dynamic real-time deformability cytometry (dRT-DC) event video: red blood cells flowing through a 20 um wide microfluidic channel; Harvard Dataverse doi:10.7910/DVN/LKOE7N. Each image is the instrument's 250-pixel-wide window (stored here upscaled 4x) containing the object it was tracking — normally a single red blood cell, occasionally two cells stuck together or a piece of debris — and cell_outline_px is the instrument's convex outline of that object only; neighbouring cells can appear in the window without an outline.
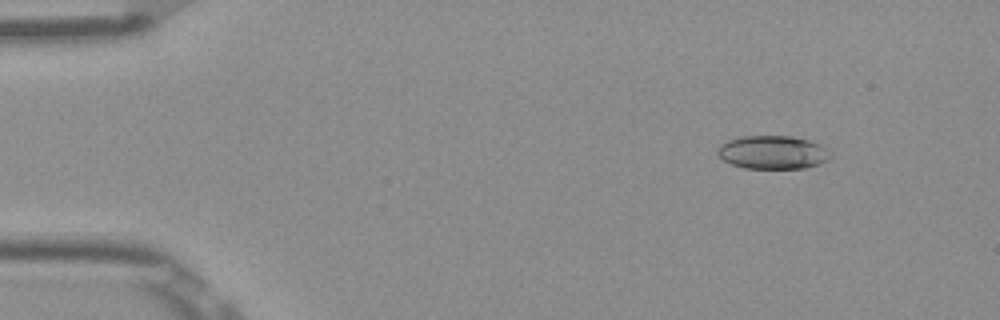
{"species": "Egyptian fruit bat (a non-hibernating species)", "species_latin": "Rousettus aegyptiacus", "temperature_condition": "room temperature", "stored_images_in_passage": 52, "camera_frame_rate_fps": 3000, "um_per_image_px": 0.085, "frame": {"image": 1, "passage_image": 6, "time_ms": 1.667, "image_size_px": [1000, 320], "cell_outline_px": [[832, 156], [828, 160], [820, 164], [804, 168], [744, 168], [732, 164], [724, 160], [716, 152], [720, 144], [728, 140], [744, 136], [792, 136], [808, 140], [832, 148]], "centroid_in_image_um": [65.75, 12.94], "position_along_channel_um": 19.2, "area_um2": 22.2}}
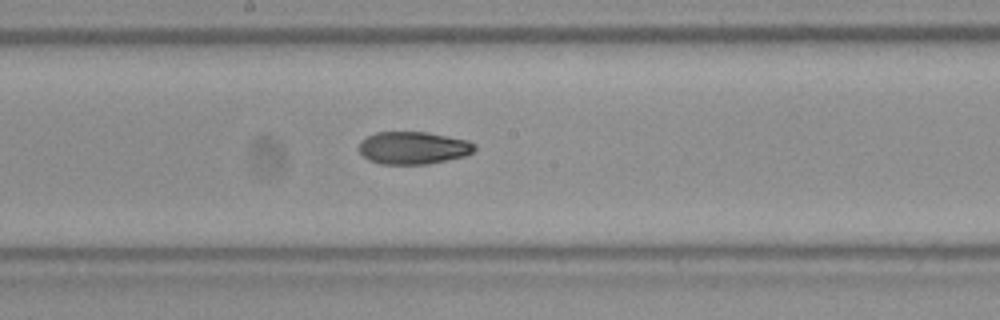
{"frame": {"image": 2, "passage_image": 28, "time_ms": 9.0, "image_size_px": [1000, 320], "cell_outline_px": [[476, 148], [472, 152], [464, 156], [448, 160], [428, 164], [380, 164], [368, 160], [360, 152], [360, 140], [376, 132], [428, 132], [468, 140], [476, 144]], "centroid_in_image_um": [35.14, 12.57], "position_along_channel_um": 213.1, "area_um2": 22.02}}
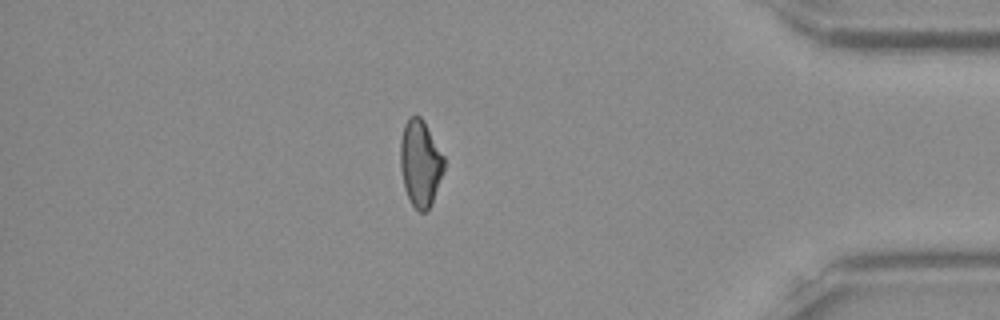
{"frame": {"image": 3, "passage_image": 45, "time_ms": 14.667, "image_size_px": [1000, 320], "cell_outline_px": [[444, 168], [432, 200], [428, 208], [424, 212], [420, 212], [412, 204], [404, 188], [400, 168], [400, 140], [404, 124], [408, 116], [420, 116], [424, 120], [444, 156]], "centroid_in_image_um": [35.7, 13.81], "position_along_channel_um": 399.5, "area_um2": 21.85}, "authors_computed_cell_mechanics": {"area_um2": 22.2241, "velocity_mm_per_s": 3.922, "shape_relaxation_time_tau1_ms": null, "shape_relaxation_time_tau2_ms": 3.7424, "deformation_change_tau1": null, "deformation_change_tau2": 0.0978}}